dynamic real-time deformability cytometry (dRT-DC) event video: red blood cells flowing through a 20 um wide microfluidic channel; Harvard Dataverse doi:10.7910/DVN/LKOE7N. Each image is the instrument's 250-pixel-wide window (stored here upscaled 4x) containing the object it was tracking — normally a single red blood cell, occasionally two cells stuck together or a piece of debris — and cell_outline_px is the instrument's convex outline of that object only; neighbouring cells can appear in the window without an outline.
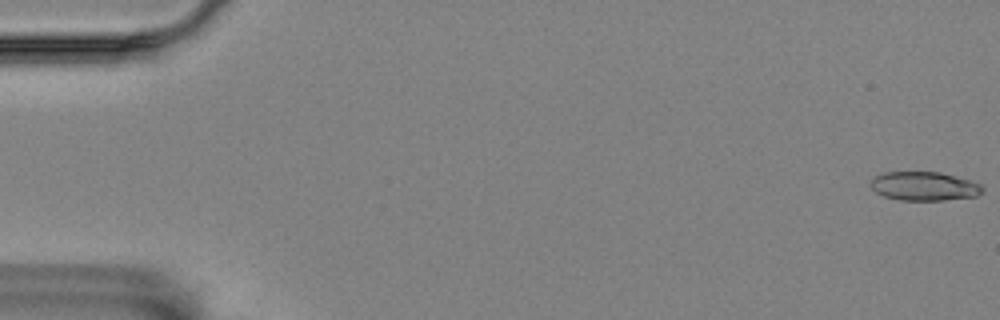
{"species": "Egyptian fruit bat (a non-hibernating species)", "species_latin": "Rousettus aegyptiacus", "temperature_condition": "room temperature", "stored_images_in_passage": 57, "camera_frame_rate_fps": 3000, "um_per_image_px": 0.085, "animal": {"sex": "female"}, "frame": {"image": 1, "passage_image": 1, "time_ms": 0.0, "image_size_px": [1000, 320], "cell_outline_px": [[984, 192], [976, 196], [944, 200], [900, 200], [884, 196], [876, 192], [872, 188], [872, 176], [884, 172], [940, 172], [968, 180], [980, 184], [984, 188]], "centroid_in_image_um": [78.55, 15.82], "position_along_channel_um": 6.4, "area_um2": 18.73}}
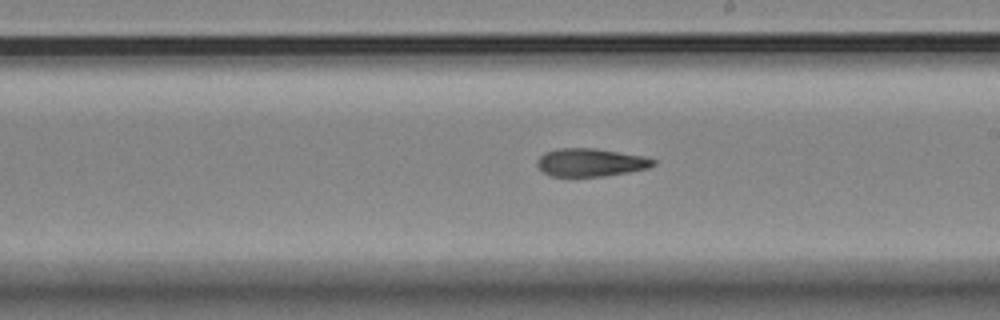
{"frame": {"image": 2, "passage_image": 33, "time_ms": 10.667, "image_size_px": [1000, 320], "cell_outline_px": [[656, 164], [648, 168], [628, 172], [604, 176], [552, 176], [544, 172], [536, 164], [536, 160], [544, 152], [560, 148], [592, 148], [644, 156], [656, 160]], "centroid_in_image_um": [50.2, 13.8], "position_along_channel_um": 238.8, "area_um2": 18.84}}
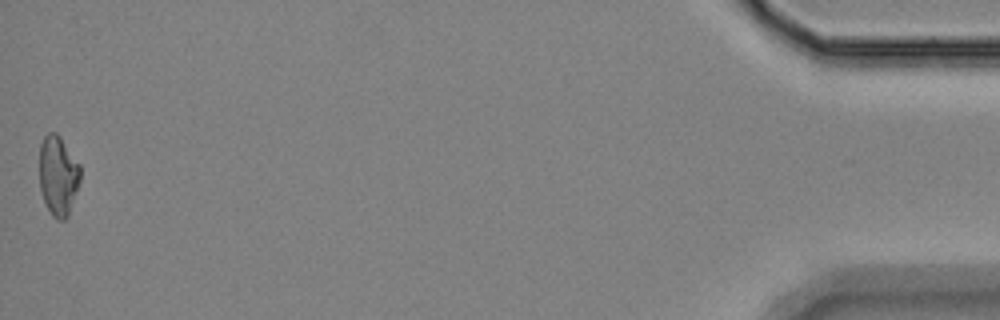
{"frame": {"image": 3, "passage_image": 57, "time_ms": 18.667, "image_size_px": [1000, 320], "cell_outline_px": [[80, 180], [68, 216], [64, 220], [56, 220], [52, 216], [44, 200], [40, 188], [40, 144], [44, 136], [48, 132], [56, 132], [60, 136], [80, 164]], "centroid_in_image_um": [4.94, 14.91], "position_along_channel_um": 430.3, "area_um2": 19.02}, "authors_computed_cell_mechanics": {"area_um2": 19.363, "velocity_mm_per_s": 3.5334, "shape_relaxation_time_tau1_ms": null, "shape_relaxation_time_tau2_ms": 5.6729, "deformation_change_tau1": null, "deformation_change_tau2": 0.1524}}